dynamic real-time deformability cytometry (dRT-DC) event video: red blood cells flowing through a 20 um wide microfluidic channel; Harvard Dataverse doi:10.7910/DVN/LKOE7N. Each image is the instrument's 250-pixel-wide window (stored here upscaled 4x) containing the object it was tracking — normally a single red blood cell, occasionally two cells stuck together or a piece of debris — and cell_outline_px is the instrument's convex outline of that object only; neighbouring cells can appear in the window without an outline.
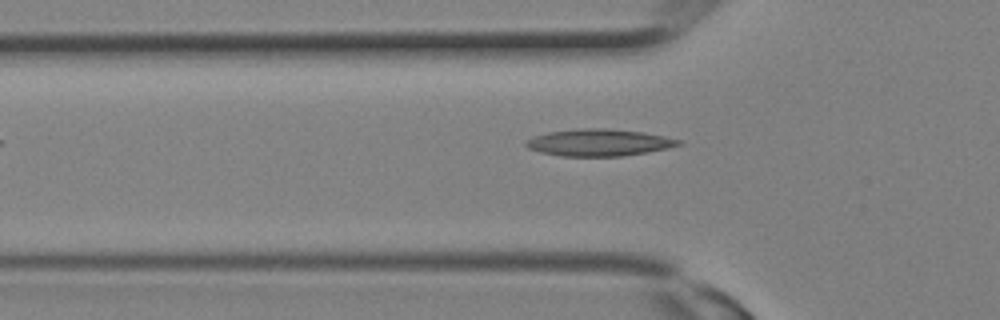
{"species": "Egyptian fruit bat (a non-hibernating species)", "species_latin": "Rousettus aegyptiacus", "temperature_condition": "room temperature", "stored_images_in_passage": 4, "camera_frame_rate_fps": 3000, "um_per_image_px": 0.085, "animal": {"sex": "female"}, "frame": {"image": 1, "passage_image": 4, "time_ms": 1.0, "image_size_px": [1000, 320], "cell_outline_px": [[684, 144], [668, 148], [648, 152], [624, 156], [560, 156], [540, 152], [528, 148], [524, 144], [532, 136], [548, 132], [580, 128], [608, 128], [640, 132], [664, 136], [680, 140]], "centroid_in_image_um": [50.9, 12.12], "position_along_channel_um": 74.9, "area_um2": 23.99}}